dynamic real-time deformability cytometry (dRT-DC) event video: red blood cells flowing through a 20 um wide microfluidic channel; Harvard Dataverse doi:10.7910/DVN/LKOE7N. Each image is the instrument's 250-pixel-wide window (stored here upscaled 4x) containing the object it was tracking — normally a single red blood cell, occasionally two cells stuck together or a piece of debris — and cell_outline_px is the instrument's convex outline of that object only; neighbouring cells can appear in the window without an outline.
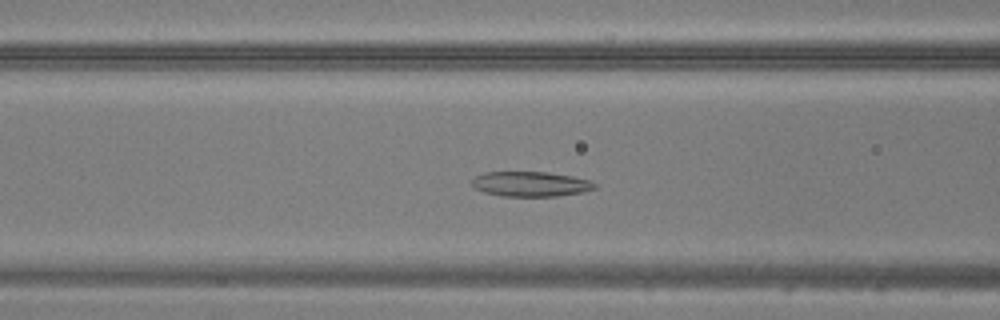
{"species": "common noctule bat (a hibernating species)", "species_latin": "Nyctalus noctula", "temperature_condition": "warm", "stored_images_in_passage": 41, "camera_frame_rate_fps": 3000, "um_per_image_px": 0.085, "animal": {"sex": "male", "body_mass_g": 20.5, "forearm_length_mm": 52.5}, "frame": {"image": 1, "passage_image": 13, "time_ms": 4.0, "image_size_px": [1000, 320], "cell_outline_px": [[596, 188], [584, 192], [556, 196], [504, 196], [484, 192], [476, 188], [472, 184], [472, 180], [476, 176], [484, 172], [548, 172], [572, 176], [588, 180], [596, 184]], "centroid_in_image_um": [45.12, 15.64], "position_along_channel_um": 121.5, "area_um2": 17.74}}
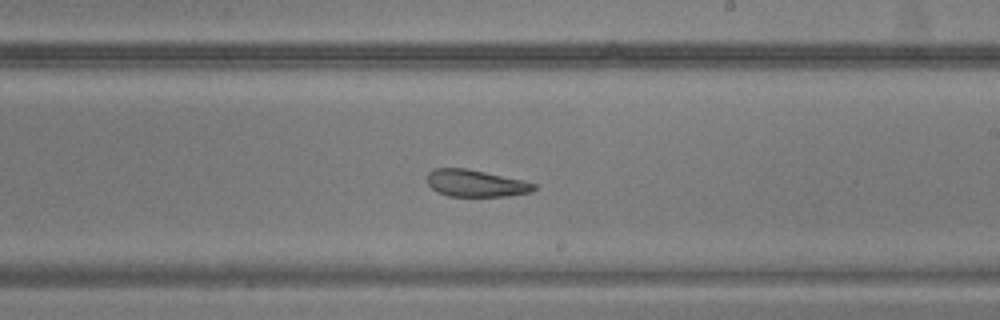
{"frame": {"image": 2, "passage_image": 22, "time_ms": 7.0, "image_size_px": [1000, 320], "cell_outline_px": [[536, 188], [528, 192], [508, 196], [448, 196], [436, 192], [428, 184], [428, 172], [432, 168], [464, 168], [484, 172], [520, 180], [536, 184]], "centroid_in_image_um": [40.37, 15.58], "position_along_channel_um": 248.6, "area_um2": 16.53}}
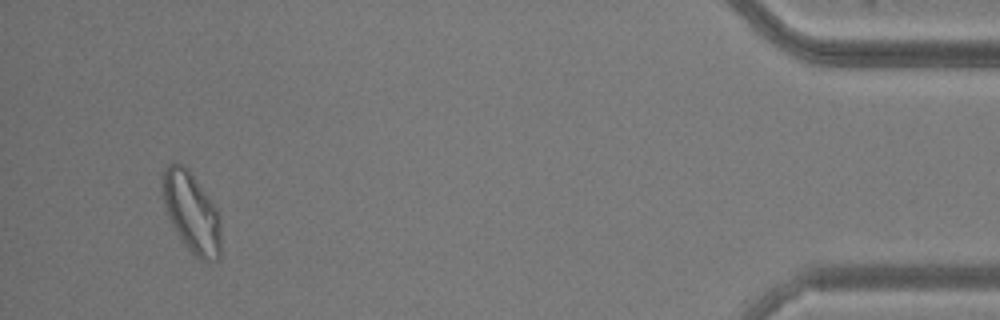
{"frame": {"image": 3, "passage_image": 39, "time_ms": 12.667, "image_size_px": [1000, 320], "cell_outline_px": [[220, 256], [216, 260], [208, 264], [200, 260], [184, 244], [176, 232], [168, 216], [164, 204], [160, 172], [168, 164], [176, 160], [188, 168], [208, 196], [216, 208], [220, 216]], "centroid_in_image_um": [16.26, 18.03], "position_along_channel_um": 418.9, "area_um2": 27.69}}